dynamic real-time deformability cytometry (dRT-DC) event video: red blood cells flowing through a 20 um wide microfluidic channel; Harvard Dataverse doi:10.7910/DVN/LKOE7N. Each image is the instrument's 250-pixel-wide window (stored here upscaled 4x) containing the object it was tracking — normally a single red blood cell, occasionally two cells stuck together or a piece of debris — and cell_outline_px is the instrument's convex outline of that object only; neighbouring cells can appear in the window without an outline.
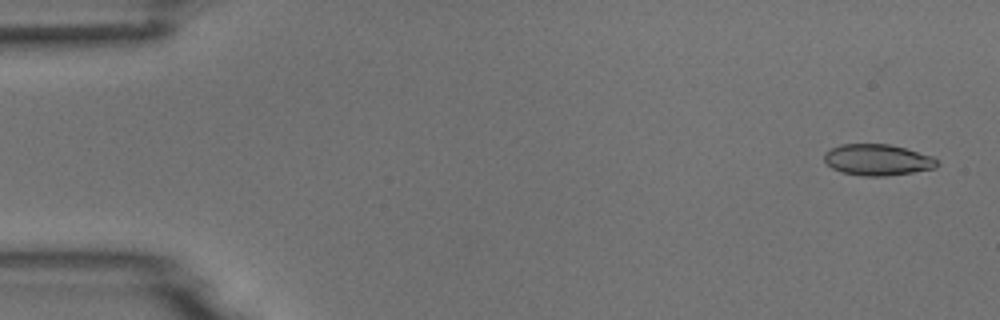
{"species": "common noctule bat (a hibernating species)", "species_latin": "Nyctalus noctula", "temperature_condition": "room temperature", "stored_images_in_passage": 7, "camera_frame_rate_fps": 3000, "um_per_image_px": 0.085, "animal": {"sex": "male", "body_mass_g": 18.8}, "frame": {"image": 1, "passage_image": 1, "time_ms": 0.0, "image_size_px": [1000, 320], "cell_outline_px": [[940, 164], [936, 168], [912, 172], [884, 176], [864, 176], [840, 172], [832, 168], [824, 160], [824, 152], [840, 144], [888, 144], [904, 148], [932, 156], [940, 160]], "centroid_in_image_um": [74.6, 13.59], "position_along_channel_um": 10.4, "area_um2": 20.58}}
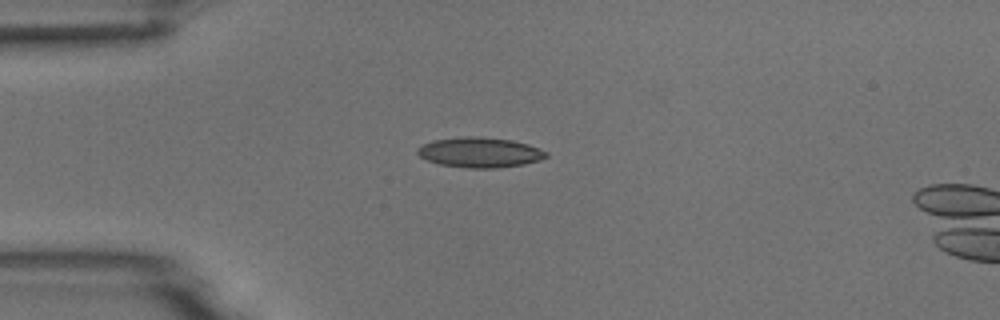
{"frame": {"image": 2, "passage_image": 4, "time_ms": 3.667, "image_size_px": [1000, 320], "cell_outline_px": [[548, 156], [540, 160], [524, 164], [496, 168], [468, 168], [440, 164], [428, 160], [420, 156], [416, 152], [416, 148], [432, 140], [464, 136], [476, 136], [512, 140], [528, 144], [548, 152]], "centroid_in_image_um": [40.79, 12.95], "position_along_channel_um": 44.2, "area_um2": 22.6}}